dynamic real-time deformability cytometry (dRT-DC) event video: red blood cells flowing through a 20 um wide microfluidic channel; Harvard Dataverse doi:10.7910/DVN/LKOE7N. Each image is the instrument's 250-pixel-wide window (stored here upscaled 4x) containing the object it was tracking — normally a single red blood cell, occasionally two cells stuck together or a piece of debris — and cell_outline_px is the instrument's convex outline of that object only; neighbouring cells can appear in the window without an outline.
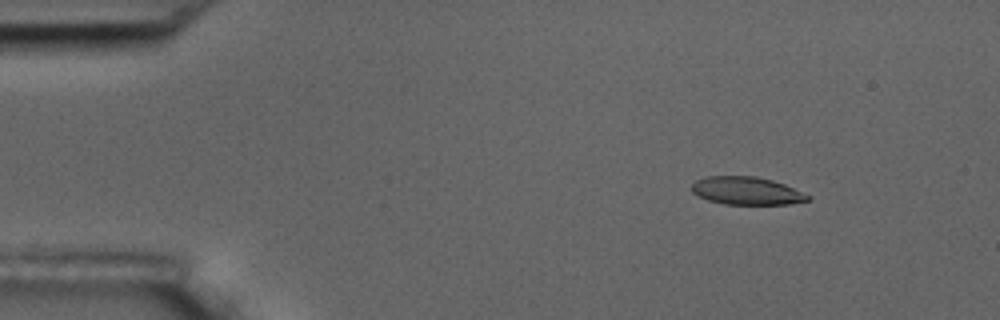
{"species": "common noctule bat (a hibernating species)", "species_latin": "Nyctalus noctula", "temperature_condition": "room temperature", "stored_images_in_passage": 6, "camera_frame_rate_fps": 3000, "um_per_image_px": 0.085, "animal": {"sex": "male", "body_mass_g": 17.5, "forearm_length_mm": 52.3}, "frame": {"image": 1, "passage_image": 3, "time_ms": 2.0, "image_size_px": [1000, 320], "cell_outline_px": [[812, 200], [788, 204], [724, 204], [708, 200], [696, 196], [692, 192], [692, 184], [696, 180], [704, 176], [756, 176], [772, 180], [784, 184], [812, 196]], "centroid_in_image_um": [63.46, 16.22], "position_along_channel_um": 21.5, "area_um2": 19.02}}